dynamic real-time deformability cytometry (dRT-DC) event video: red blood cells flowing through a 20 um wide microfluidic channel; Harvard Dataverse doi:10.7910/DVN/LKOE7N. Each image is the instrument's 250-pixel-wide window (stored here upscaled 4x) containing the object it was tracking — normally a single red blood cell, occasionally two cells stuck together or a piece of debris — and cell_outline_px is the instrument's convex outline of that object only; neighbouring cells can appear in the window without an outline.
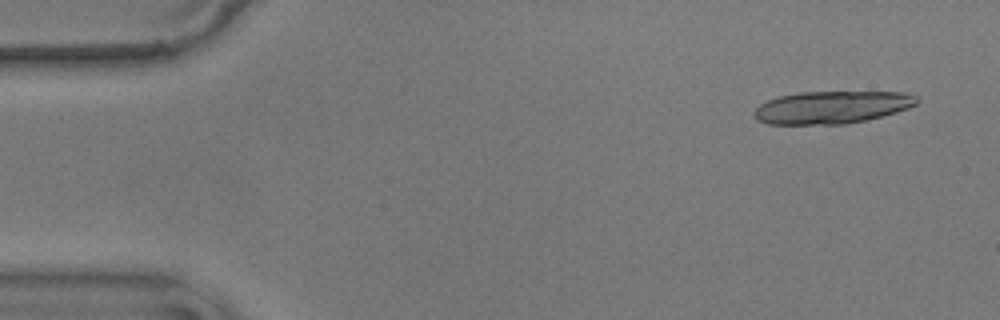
{"species": "common noctule bat (a hibernating species)", "species_latin": "Nyctalus noctula", "temperature_condition": "warm", "stored_images_in_passage": 18, "camera_frame_rate_fps": 3000, "um_per_image_px": 0.085, "animal": {"sex": "male", "body_mass_g": 17.9}, "frame": {"image": 1, "passage_image": 3, "time_ms": 0.667, "image_size_px": [1000, 320], "cell_outline_px": [[920, 100], [916, 104], [908, 108], [896, 112], [864, 120], [844, 124], [768, 124], [752, 116], [752, 112], [760, 104], [768, 100], [780, 96], [800, 92], [904, 92], [920, 96]], "centroid_in_image_um": [70.72, 9.11], "position_along_channel_um": 14.3, "area_um2": 30.81}}